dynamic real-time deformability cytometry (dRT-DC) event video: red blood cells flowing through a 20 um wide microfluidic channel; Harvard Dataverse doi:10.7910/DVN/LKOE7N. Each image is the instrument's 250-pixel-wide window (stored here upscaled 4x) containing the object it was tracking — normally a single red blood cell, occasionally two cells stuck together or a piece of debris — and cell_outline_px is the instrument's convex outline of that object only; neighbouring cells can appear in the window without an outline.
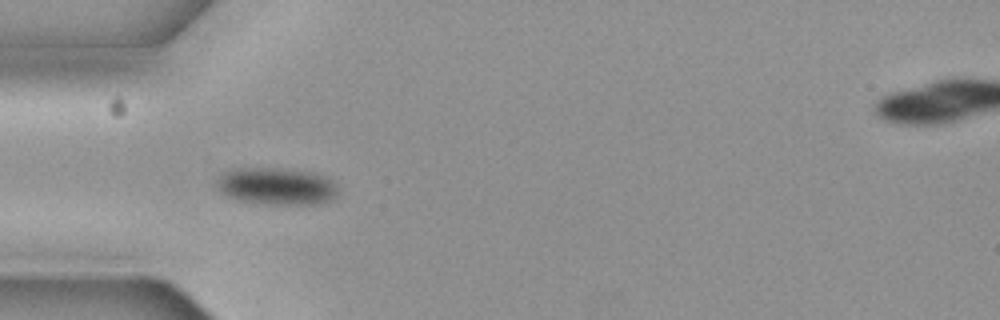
{"species": "common noctule bat (a hibernating species)", "species_latin": "Nyctalus noctula", "temperature_condition": "cold", "stored_images_in_passage": 4, "camera_frame_rate_fps": 3000, "um_per_image_px": 0.085, "animal": {"sex": "female", "body_mass_g": 19.3, "forearm_length_mm": 54.1}, "frame": {"image": 1, "passage_image": 1, "time_ms": 0.0, "image_size_px": [1000, 320], "cell_outline_px": [[336, 196], [320, 204], [268, 204], [240, 200], [228, 196], [220, 192], [216, 188], [216, 180], [220, 172], [232, 168], [276, 168], [312, 172], [328, 176], [336, 184]], "centroid_in_image_um": [23.46, 15.81], "position_along_channel_um": 61.5, "area_um2": 26.53}}